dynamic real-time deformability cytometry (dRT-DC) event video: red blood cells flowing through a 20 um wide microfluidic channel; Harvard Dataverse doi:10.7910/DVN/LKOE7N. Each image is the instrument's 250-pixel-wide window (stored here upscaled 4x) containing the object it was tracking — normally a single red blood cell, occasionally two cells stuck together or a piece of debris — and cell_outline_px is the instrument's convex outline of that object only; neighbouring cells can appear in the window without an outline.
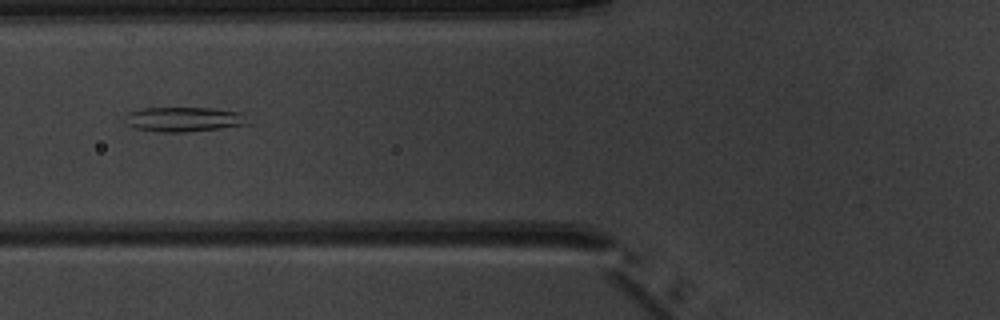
{"species": "common noctule bat (a hibernating species)", "species_latin": "Nyctalus noctula", "temperature_condition": "warm", "stored_images_in_passage": 7, "camera_frame_rate_fps": 3000, "um_per_image_px": 0.085, "animal": {"sex": "male", "body_mass_g": 20.1, "forearm_length_mm": 53.5}, "frame": {"image": 1, "passage_image": 6, "time_ms": 6.0, "image_size_px": [1000, 320], "cell_outline_px": [[252, 124], [220, 128], [184, 132], [160, 132], [136, 128], [124, 124], [124, 116], [128, 112], [144, 108], [212, 108], [240, 112]], "centroid_in_image_um": [15.6, 10.14], "position_along_channel_um": 110.2, "area_um2": 17.74}}